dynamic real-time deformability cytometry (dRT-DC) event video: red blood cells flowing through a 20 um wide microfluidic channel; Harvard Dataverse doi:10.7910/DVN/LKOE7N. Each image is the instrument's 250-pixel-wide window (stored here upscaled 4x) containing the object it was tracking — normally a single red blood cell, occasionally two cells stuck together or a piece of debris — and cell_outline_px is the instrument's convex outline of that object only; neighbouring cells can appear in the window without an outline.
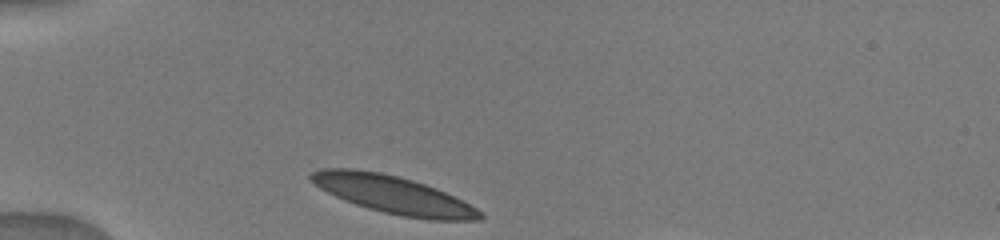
{"species": "human", "species_latin": "Homo sapiens", "temperature_condition": "warm", "stored_images_in_passage": 4, "camera_frame_rate_fps": 3000, "um_per_image_px": 0.085, "donor": {"sex": "male"}, "frame": {"image": 1, "passage_image": 1, "time_ms": 0.0, "image_size_px": [1000, 240], "cell_outline_px": [[484, 216], [480, 220], [432, 220], [404, 216], [384, 212], [368, 208], [344, 200], [320, 188], [308, 176], [312, 172], [320, 168], [352, 168], [380, 172], [400, 176], [436, 188], [476, 208]], "centroid_in_image_um": [33.4, 16.54], "position_along_channel_um": 51.6, "area_um2": 36.65}}
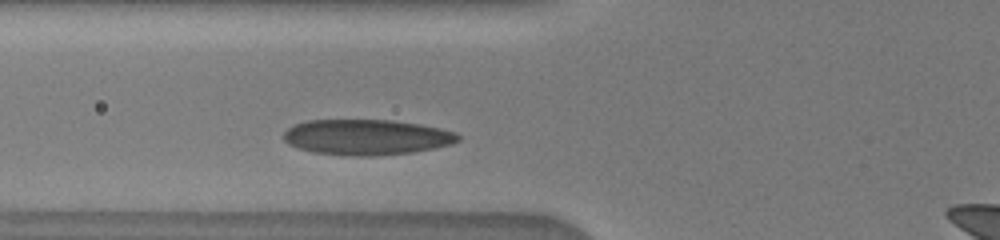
{"frame": {"image": 2, "passage_image": 4, "time_ms": 1.667, "image_size_px": [1000, 240], "cell_outline_px": [[460, 140], [452, 144], [412, 152], [372, 156], [356, 156], [312, 152], [296, 148], [288, 144], [284, 140], [284, 132], [292, 124], [308, 120], [392, 120], [420, 124], [440, 128], [456, 132], [460, 136]], "centroid_in_image_um": [31.14, 11.65], "position_along_channel_um": 94.7, "area_um2": 36.24}}